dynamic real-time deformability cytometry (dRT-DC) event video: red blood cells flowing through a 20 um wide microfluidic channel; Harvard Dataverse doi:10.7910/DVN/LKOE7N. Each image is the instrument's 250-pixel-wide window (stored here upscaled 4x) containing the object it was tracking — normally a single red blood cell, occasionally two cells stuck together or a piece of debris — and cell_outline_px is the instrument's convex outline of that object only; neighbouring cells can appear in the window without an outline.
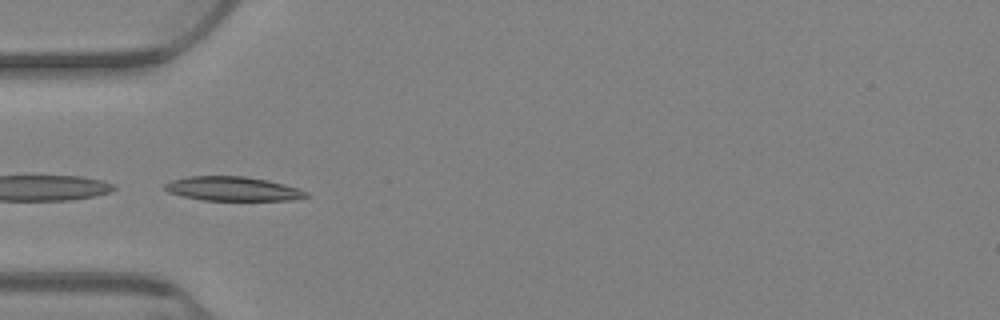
{"species": "Egyptian fruit bat (a non-hibernating species)", "species_latin": "Rousettus aegyptiacus", "temperature_condition": "warm", "stored_images_in_passage": 4, "camera_frame_rate_fps": 3000, "um_per_image_px": 0.085, "animal": {"sex": "female"}, "frame": {"image": 1, "passage_image": 1, "time_ms": 0.0, "image_size_px": [1000, 320], "cell_outline_px": [[308, 196], [296, 200], [204, 200], [184, 196], [168, 192], [164, 188], [164, 184], [172, 180], [188, 176], [244, 176], [268, 180], [300, 188], [308, 192]], "centroid_in_image_um": [19.82, 16.04], "position_along_channel_um": 65.2, "area_um2": 19.94}}